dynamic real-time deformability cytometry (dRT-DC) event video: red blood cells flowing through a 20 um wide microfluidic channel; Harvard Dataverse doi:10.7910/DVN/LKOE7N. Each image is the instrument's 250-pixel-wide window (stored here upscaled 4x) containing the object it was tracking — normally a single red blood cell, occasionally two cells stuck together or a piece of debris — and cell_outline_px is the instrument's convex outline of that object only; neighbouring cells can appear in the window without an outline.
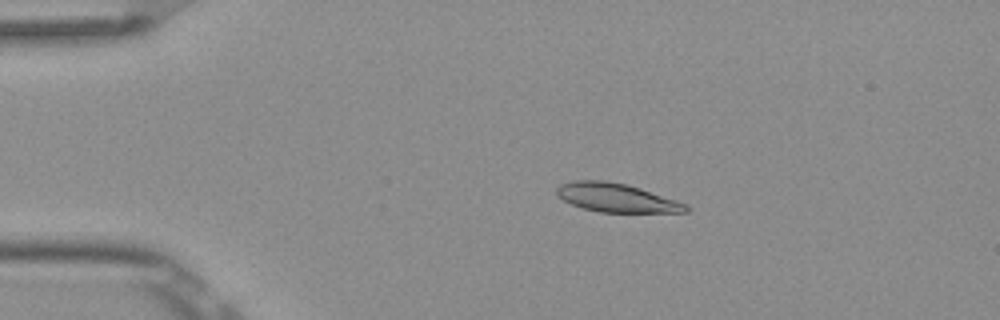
{"species": "Egyptian fruit bat (a non-hibernating species)", "species_latin": "Rousettus aegyptiacus", "temperature_condition": "room temperature", "stored_images_in_passage": 5, "camera_frame_rate_fps": 3000, "um_per_image_px": 0.085, "frame": {"image": 1, "passage_image": 3, "time_ms": 0.667, "image_size_px": [1000, 320], "cell_outline_px": [[692, 208], [688, 212], [600, 212], [580, 208], [564, 200], [556, 192], [556, 188], [560, 184], [572, 180], [604, 180], [624, 184], [640, 188], [676, 200]], "centroid_in_image_um": [52.38, 16.81], "position_along_channel_um": 32.6, "area_um2": 21.5}}
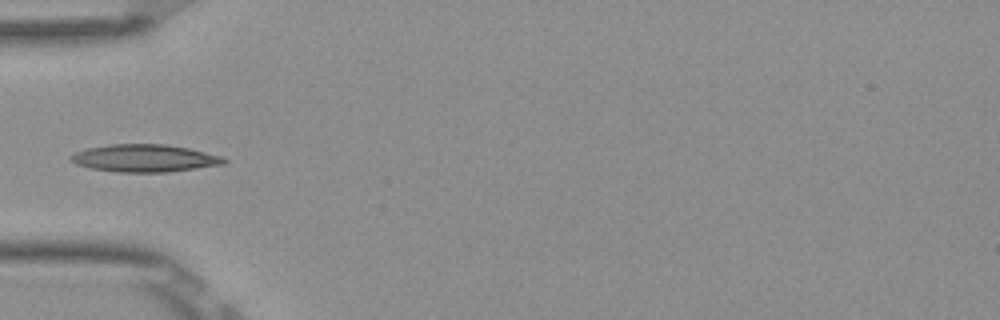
{"frame": {"image": 2, "passage_image": 5, "time_ms": 1.333, "image_size_px": [1000, 320], "cell_outline_px": [[228, 160], [224, 164], [168, 172], [116, 172], [92, 168], [76, 164], [68, 160], [68, 156], [76, 152], [88, 148], [112, 144], [164, 144], [188, 148], [224, 156]], "centroid_in_image_um": [12.29, 13.45], "position_along_channel_um": 72.7, "area_um2": 24.57}}